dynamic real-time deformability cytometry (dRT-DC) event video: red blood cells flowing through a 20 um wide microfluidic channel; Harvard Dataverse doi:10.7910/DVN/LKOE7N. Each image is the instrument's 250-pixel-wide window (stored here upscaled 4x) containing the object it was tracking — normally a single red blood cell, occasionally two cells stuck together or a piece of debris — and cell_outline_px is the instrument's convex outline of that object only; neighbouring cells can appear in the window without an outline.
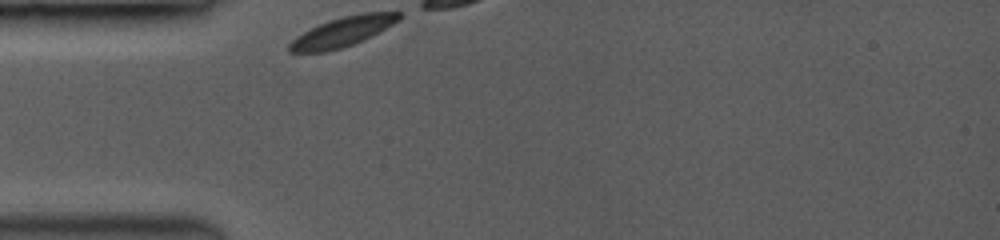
{"species": "common noctule bat (a hibernating species)", "species_latin": "Nyctalus noctula", "temperature_condition": "room temperature", "stored_images_in_passage": 6, "camera_frame_rate_fps": 3500, "um_per_image_px": 0.085, "animal": {"sex": "female", "body_mass_g": 19.0, "forearm_length_mm": 53.3}, "frame": {"image": 1, "passage_image": 1, "time_ms": 0.0, "image_size_px": [1000, 240], "cell_outline_px": [[400, 20], [364, 40], [328, 52], [288, 52], [288, 44], [296, 36], [320, 24], [344, 16], [364, 12], [400, 12]], "centroid_in_image_um": [29.12, 2.71], "position_along_channel_um": 55.9, "area_um2": 18.67}}
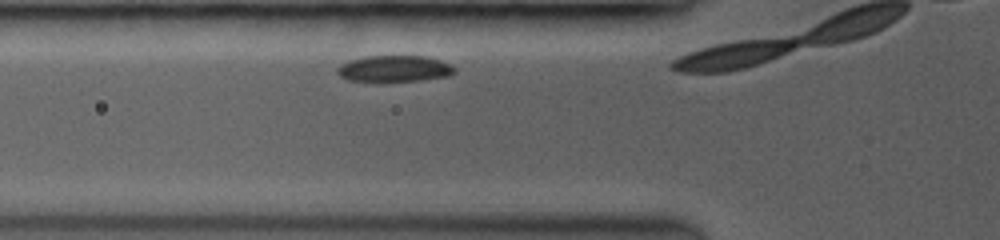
{"frame": {"image": 2, "passage_image": 5, "time_ms": 1.143, "image_size_px": [1000, 240], "cell_outline_px": [[456, 72], [452, 76], [420, 80], [348, 80], [340, 76], [336, 72], [336, 68], [340, 64], [352, 60], [368, 56], [424, 56], [440, 60], [452, 64], [456, 68]], "centroid_in_image_um": [33.59, 5.82], "position_along_channel_um": 92.2, "area_um2": 17.8}}